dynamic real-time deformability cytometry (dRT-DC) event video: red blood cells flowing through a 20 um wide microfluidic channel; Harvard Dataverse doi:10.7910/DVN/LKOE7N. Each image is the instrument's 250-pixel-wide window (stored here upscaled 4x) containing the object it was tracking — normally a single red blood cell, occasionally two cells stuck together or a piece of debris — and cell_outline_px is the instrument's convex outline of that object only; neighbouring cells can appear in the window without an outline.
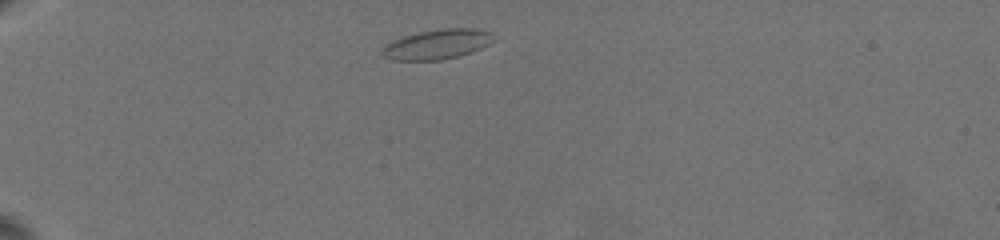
{"species": "common noctule bat (a hibernating species)", "species_latin": "Nyctalus noctula", "temperature_condition": "warm", "stored_images_in_passage": 13, "camera_frame_rate_fps": 3000, "um_per_image_px": 0.085, "animal": {"sex": "female", "body_mass_g": 19.5, "forearm_length_mm": 54.1}, "frame": {"image": 1, "passage_image": 1, "time_ms": 0.0, "image_size_px": [1000, 240], "cell_outline_px": [[500, 36], [488, 44], [472, 52], [460, 56], [440, 60], [392, 60], [384, 56], [380, 52], [384, 44], [392, 40], [404, 36], [420, 32], [444, 28], [476, 28], [492, 32]], "centroid_in_image_um": [37.2, 3.75], "position_along_channel_um": 47.8, "area_um2": 19.65}}
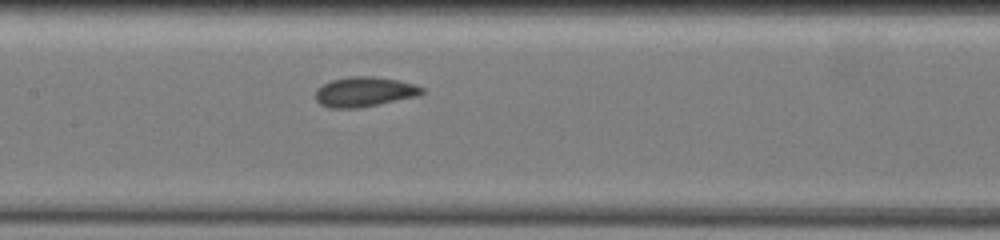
{"frame": {"image": 2, "passage_image": 8, "time_ms": 5.0, "image_size_px": [1000, 240], "cell_outline_px": [[424, 92], [420, 96], [360, 108], [328, 108], [320, 104], [316, 100], [316, 88], [332, 80], [348, 76], [372, 76], [400, 80], [416, 84], [424, 88]], "centroid_in_image_um": [31.01, 7.8], "position_along_channel_um": 176.4, "area_um2": 18.84}}
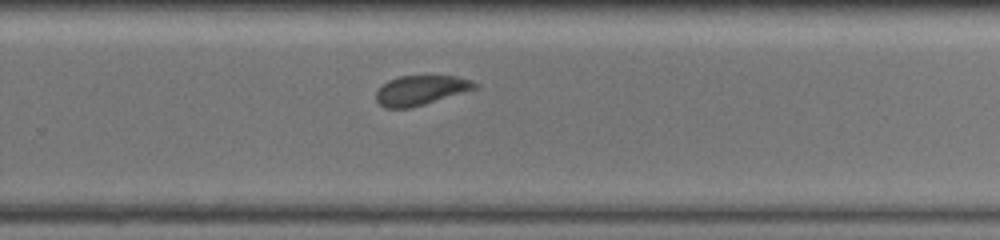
{"frame": {"image": 3, "passage_image": 13, "time_ms": 8.333, "image_size_px": [1000, 240], "cell_outline_px": [[480, 88], [424, 104], [408, 108], [384, 108], [376, 100], [376, 92], [388, 80], [400, 76], [456, 76], [472, 80], [480, 84]], "centroid_in_image_um": [35.82, 7.66], "position_along_channel_um": 294.0, "area_um2": 17.11}}